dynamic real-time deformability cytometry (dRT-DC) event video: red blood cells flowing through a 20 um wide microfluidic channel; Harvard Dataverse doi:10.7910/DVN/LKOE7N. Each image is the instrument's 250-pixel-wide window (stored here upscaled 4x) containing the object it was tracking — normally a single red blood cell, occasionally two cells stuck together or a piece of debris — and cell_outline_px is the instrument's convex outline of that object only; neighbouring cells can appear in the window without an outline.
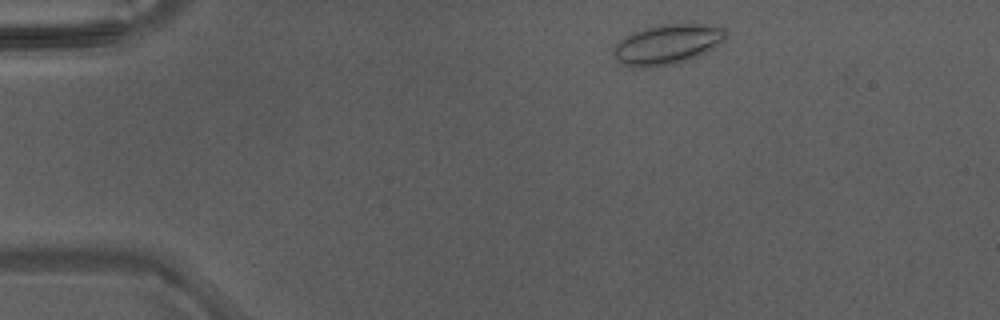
{"species": "Egyptian fruit bat (a non-hibernating species)", "species_latin": "Rousettus aegyptiacus", "temperature_condition": "warm", "stored_images_in_passage": 39, "camera_frame_rate_fps": 3000, "um_per_image_px": 0.085, "animal": {"sex": "male"}, "frame": {"image": 1, "passage_image": 2, "time_ms": 0.333, "image_size_px": [1000, 320], "cell_outline_px": [[728, 36], [716, 48], [688, 60], [672, 64], [644, 68], [640, 68], [620, 64], [616, 60], [612, 52], [616, 44], [624, 36], [632, 32], [644, 28], [660, 24], [704, 24], [724, 28], [728, 32]], "centroid_in_image_um": [56.73, 3.77], "position_along_channel_um": 28.3, "area_um2": 26.47}}
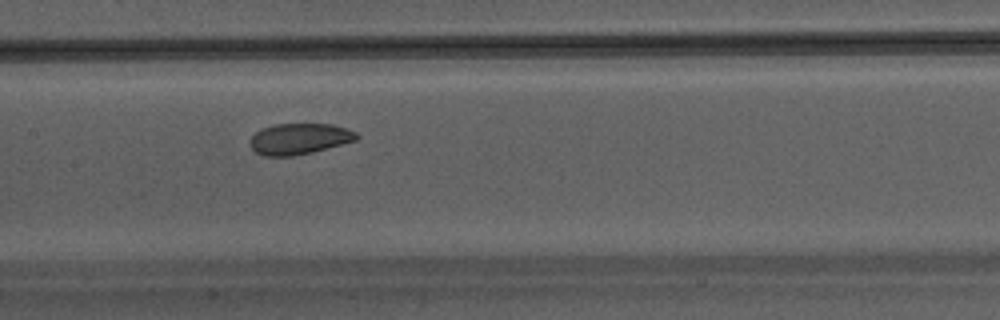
{"frame": {"image": 2, "passage_image": 17, "time_ms": 5.333, "image_size_px": [1000, 320], "cell_outline_px": [[360, 136], [356, 140], [312, 152], [292, 156], [264, 156], [256, 152], [252, 148], [248, 140], [260, 128], [272, 124], [332, 124], [356, 132]], "centroid_in_image_um": [25.4, 11.79], "position_along_channel_um": 182.0, "area_um2": 19.25}}
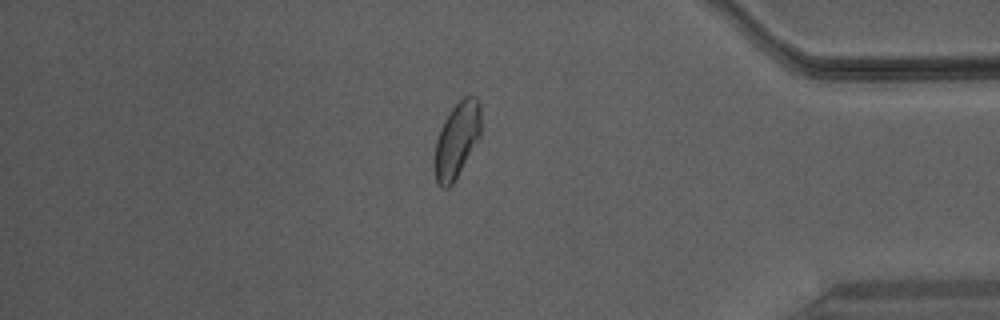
{"frame": {"image": 3, "passage_image": 33, "time_ms": 10.667, "image_size_px": [1000, 320], "cell_outline_px": [[480, 136], [452, 184], [448, 188], [440, 188], [436, 184], [436, 140], [440, 128], [444, 120], [452, 108], [464, 96], [476, 96], [480, 104]], "centroid_in_image_um": [38.84, 11.87], "position_along_channel_um": 396.4, "area_um2": 19.88}}